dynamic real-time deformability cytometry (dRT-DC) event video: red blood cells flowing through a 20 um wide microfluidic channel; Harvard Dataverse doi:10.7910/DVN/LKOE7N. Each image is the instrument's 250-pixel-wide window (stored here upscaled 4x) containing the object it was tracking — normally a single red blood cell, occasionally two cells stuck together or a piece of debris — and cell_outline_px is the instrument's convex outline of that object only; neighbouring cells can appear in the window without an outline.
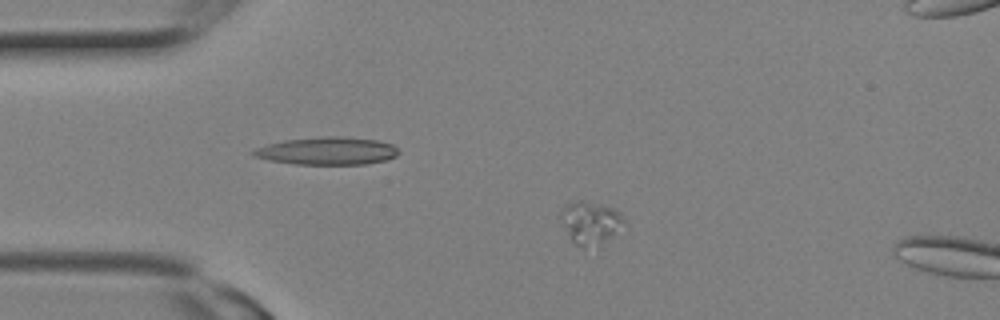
{"species": "Egyptian fruit bat (a non-hibernating species)", "species_latin": "Rousettus aegyptiacus", "temperature_condition": "room temperature", "stored_images_in_passage": 6, "camera_frame_rate_fps": 3000, "um_per_image_px": 0.085, "animal": {"sex": "female"}, "frame": {"image": 1, "passage_image": 4, "time_ms": 1.0, "image_size_px": [1000, 320], "cell_outline_px": [[624, 220], [600, 244], [584, 248], [576, 244], [572, 240], [560, 216], [560, 212], [564, 204], [576, 200], [584, 200], [616, 208], [620, 212]], "centroid_in_image_um": [50.12, 18.85], "position_along_channel_um": 34.9, "area_um2": 15.09}}